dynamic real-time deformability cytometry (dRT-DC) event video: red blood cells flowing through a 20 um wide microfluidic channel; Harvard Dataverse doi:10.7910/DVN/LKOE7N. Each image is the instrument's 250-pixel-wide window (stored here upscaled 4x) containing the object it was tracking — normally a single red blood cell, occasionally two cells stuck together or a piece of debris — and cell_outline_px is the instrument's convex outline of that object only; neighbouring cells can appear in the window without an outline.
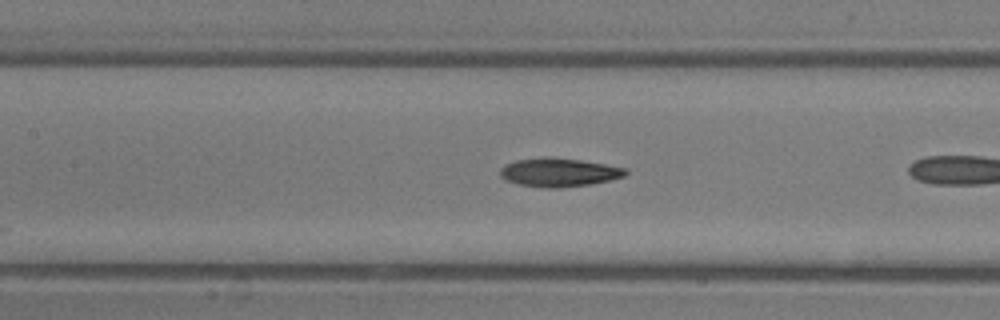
{"species": "common noctule bat (a hibernating species)", "species_latin": "Nyctalus noctula", "temperature_condition": "room temperature", "stored_images_in_passage": 6, "camera_frame_rate_fps": 3000, "um_per_image_px": 0.085, "animal": {"sex": "male", "body_mass_g": 13.3}, "frame": {"image": 1, "passage_image": 5, "time_ms": 1.333, "image_size_px": [1000, 320], "cell_outline_px": [[628, 172], [624, 176], [592, 184], [560, 188], [548, 188], [520, 184], [504, 180], [500, 176], [500, 168], [504, 164], [516, 160], [580, 160], [628, 168]], "centroid_in_image_um": [47.53, 14.7], "position_along_channel_um": 159.9, "area_um2": 20.06}}